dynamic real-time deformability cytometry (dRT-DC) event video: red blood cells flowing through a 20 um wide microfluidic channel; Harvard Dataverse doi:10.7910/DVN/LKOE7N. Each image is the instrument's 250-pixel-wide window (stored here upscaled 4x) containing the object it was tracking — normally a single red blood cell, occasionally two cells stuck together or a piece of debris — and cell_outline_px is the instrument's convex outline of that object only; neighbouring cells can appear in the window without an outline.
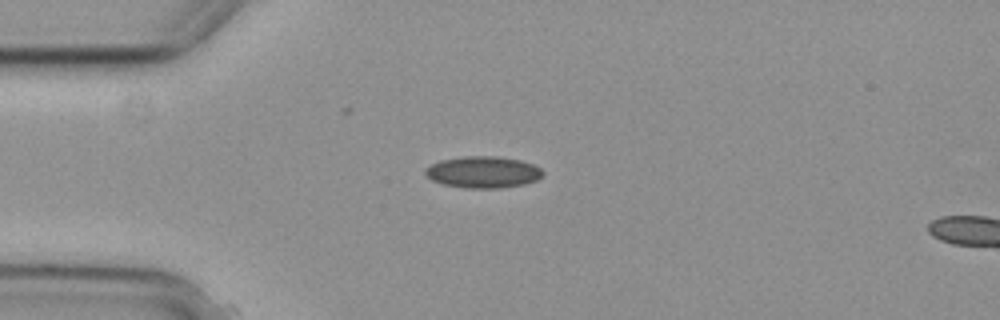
{"species": "common noctule bat (a hibernating species)", "species_latin": "Nyctalus noctula", "temperature_condition": "cold", "stored_images_in_passage": 2, "camera_frame_rate_fps": 3000, "um_per_image_px": 0.085, "animal": {"sex": "female", "body_mass_g": 29.2, "forearm_length_mm": 56.3}, "frame": {"image": 1, "passage_image": 1, "time_ms": 0.0, "image_size_px": [1000, 320], "cell_outline_px": [[544, 172], [536, 180], [524, 184], [500, 188], [464, 188], [444, 184], [432, 180], [424, 172], [432, 164], [440, 160], [464, 156], [496, 156], [520, 160], [532, 164], [540, 168]], "centroid_in_image_um": [41.07, 14.63], "position_along_channel_um": 43.9, "area_um2": 21.44}}